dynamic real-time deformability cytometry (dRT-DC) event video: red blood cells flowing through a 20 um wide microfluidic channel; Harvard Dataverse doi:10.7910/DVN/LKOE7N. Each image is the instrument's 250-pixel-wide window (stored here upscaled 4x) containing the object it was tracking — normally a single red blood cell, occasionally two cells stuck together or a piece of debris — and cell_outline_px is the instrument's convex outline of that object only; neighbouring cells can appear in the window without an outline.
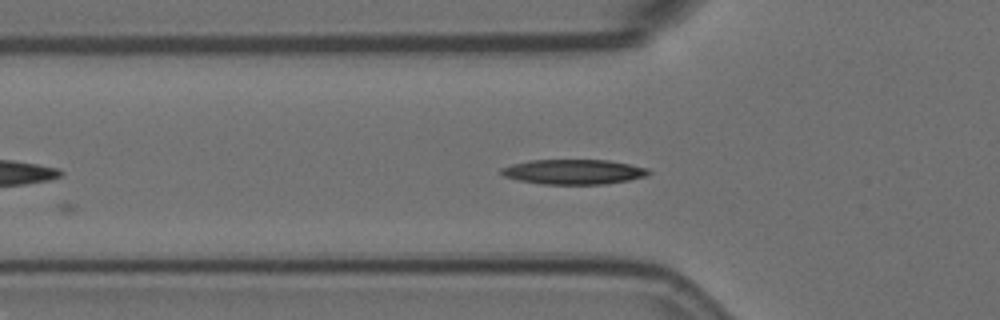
{"species": "Egyptian fruit bat (a non-hibernating species)", "species_latin": "Rousettus aegyptiacus", "temperature_condition": "room temperature", "stored_images_in_passage": 6, "camera_frame_rate_fps": 3000, "um_per_image_px": 0.085, "animal": {"sex": "female"}, "frame": {"image": 1, "passage_image": 5, "time_ms": 1.333, "image_size_px": [1000, 320], "cell_outline_px": [[652, 172], [644, 176], [628, 180], [604, 184], [544, 184], [520, 180], [504, 176], [500, 172], [500, 168], [512, 164], [532, 160], [608, 160], [648, 168]], "centroid_in_image_um": [48.75, 14.6], "position_along_channel_um": 77.0, "area_um2": 21.15}}
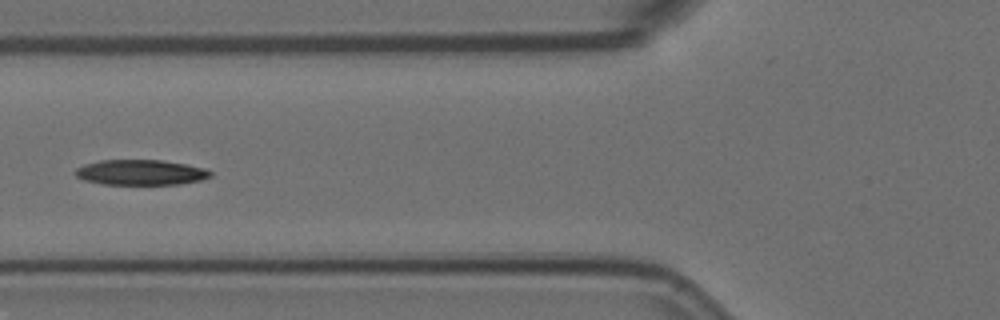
{"frame": {"image": 2, "passage_image": 6, "time_ms": 1.667, "image_size_px": [1000, 320], "cell_outline_px": [[212, 176], [200, 180], [180, 184], [104, 184], [84, 180], [76, 176], [76, 168], [84, 164], [100, 160], [160, 160], [184, 164], [204, 168], [212, 172]], "centroid_in_image_um": [11.95, 14.65], "position_along_channel_um": 113.8, "area_um2": 19.77}}